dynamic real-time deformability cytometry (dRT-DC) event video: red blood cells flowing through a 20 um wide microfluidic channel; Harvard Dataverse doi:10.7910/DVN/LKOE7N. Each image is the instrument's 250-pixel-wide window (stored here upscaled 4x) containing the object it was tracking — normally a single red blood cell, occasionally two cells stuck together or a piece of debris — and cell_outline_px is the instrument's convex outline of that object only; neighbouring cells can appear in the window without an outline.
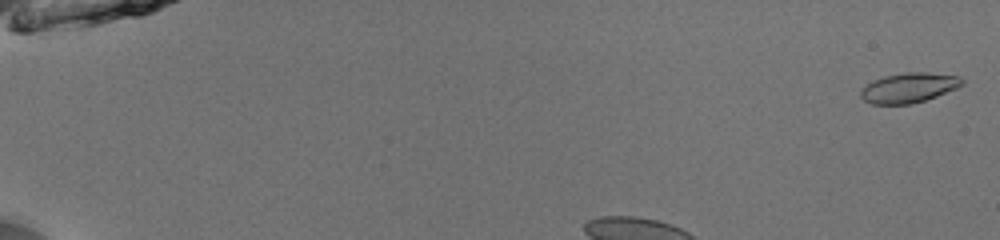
{"species": "common noctule bat (a hibernating species)", "species_latin": "Nyctalus noctula", "temperature_condition": "room temperature", "stored_images_in_passage": 44, "segment_of_instrument_passage": [1, 2], "camera_frame_rate_fps": 3000, "um_per_image_px": 0.085, "animal": {"sex": "male", "body_mass_g": 13.0, "forearm_length_mm": 53.1}, "frame": {"image": 1, "passage_image": 2, "time_ms": 0.333, "image_size_px": [1000, 240], "cell_outline_px": [[964, 84], [956, 88], [936, 96], [912, 104], [872, 104], [864, 100], [860, 96], [860, 92], [872, 80], [884, 76], [904, 72], [928, 72], [960, 76], [964, 80]], "centroid_in_image_um": [77.26, 7.45], "position_along_channel_um": 7.7, "area_um2": 17.63}}
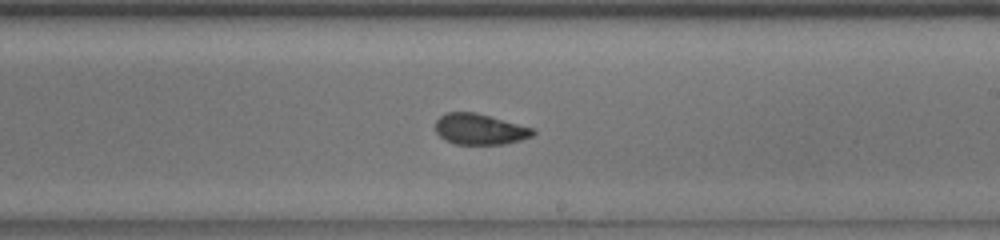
{"frame": {"image": 2, "passage_image": 24, "time_ms": 7.667, "image_size_px": [1000, 240], "cell_outline_px": [[536, 132], [532, 136], [520, 140], [504, 144], [456, 144], [444, 140], [436, 132], [436, 120], [444, 112], [476, 112], [536, 128]], "centroid_in_image_um": [40.8, 10.97], "position_along_channel_um": 248.2, "area_um2": 17.74}}
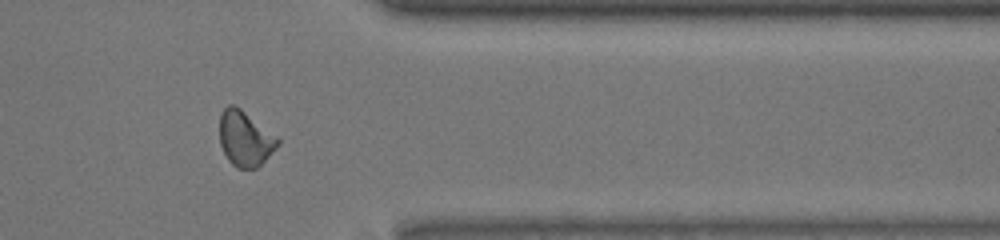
{"frame": {"image": 3, "passage_image": 35, "time_ms": 11.333, "image_size_px": [1000, 240], "cell_outline_px": [[280, 144], [256, 168], [236, 168], [228, 160], [220, 144], [220, 112], [228, 104], [232, 104], [240, 108], [276, 136], [280, 140]], "centroid_in_image_um": [20.81, 11.77], "position_along_channel_um": 390.6, "area_um2": 18.5}}